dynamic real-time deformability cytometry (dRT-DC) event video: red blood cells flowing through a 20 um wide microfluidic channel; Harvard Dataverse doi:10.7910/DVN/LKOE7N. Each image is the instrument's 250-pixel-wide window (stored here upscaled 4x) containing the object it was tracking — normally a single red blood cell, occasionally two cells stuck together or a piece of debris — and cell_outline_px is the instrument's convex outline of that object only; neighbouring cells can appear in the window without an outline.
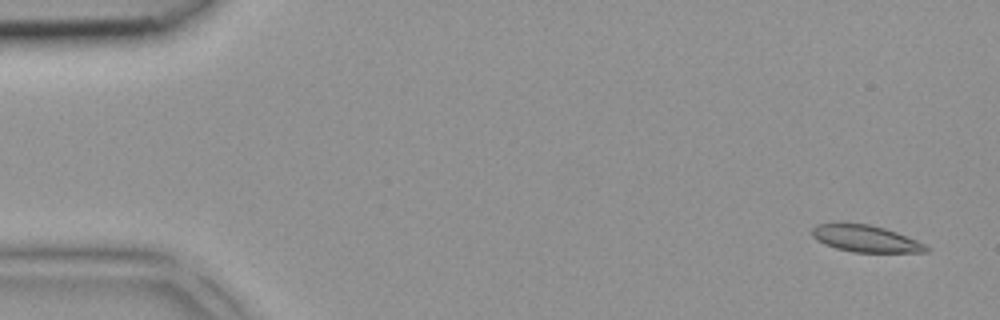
{"species": "common noctule bat (a hibernating species)", "species_latin": "Nyctalus noctula", "temperature_condition": "room temperature", "stored_images_in_passage": 2, "camera_frame_rate_fps": 3000, "um_per_image_px": 0.085, "animal": {"sex": "female", "body_mass_g": 18.4}, "frame": {"image": 1, "passage_image": 2, "time_ms": 0.333, "image_size_px": [1000, 320], "cell_outline_px": [[932, 248], [928, 252], [852, 252], [836, 248], [824, 244], [816, 240], [812, 236], [812, 228], [816, 224], [840, 220], [868, 224], [884, 228], [896, 232], [916, 240]], "centroid_in_image_um": [73.5, 20.24], "position_along_channel_um": 11.5, "area_um2": 18.38}}